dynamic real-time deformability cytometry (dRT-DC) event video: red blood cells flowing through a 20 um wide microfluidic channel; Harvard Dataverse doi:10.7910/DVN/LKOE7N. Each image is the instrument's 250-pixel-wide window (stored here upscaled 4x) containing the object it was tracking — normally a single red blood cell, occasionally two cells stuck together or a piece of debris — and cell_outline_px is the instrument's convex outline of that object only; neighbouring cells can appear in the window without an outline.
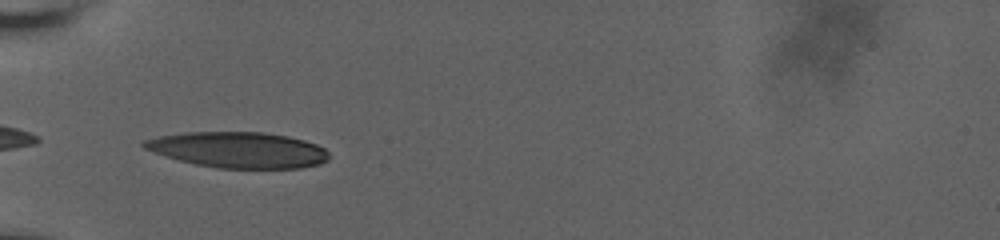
{"species": "human", "species_latin": "Homo sapiens", "temperature_condition": "room temperature", "stored_images_in_passage": 29, "camera_frame_rate_fps": 3000, "um_per_image_px": 0.085, "donor": {"sex": "male"}, "frame": {"image": 1, "passage_image": 1, "time_ms": 0.0, "image_size_px": [1000, 240], "cell_outline_px": [[332, 156], [328, 160], [320, 164], [300, 168], [220, 168], [196, 164], [180, 160], [144, 148], [140, 144], [144, 140], [156, 136], [184, 132], [264, 132], [288, 136], [304, 140], [316, 144], [324, 148]], "centroid_in_image_um": [20.3, 12.73], "position_along_channel_um": 64.7, "area_um2": 38.61}}
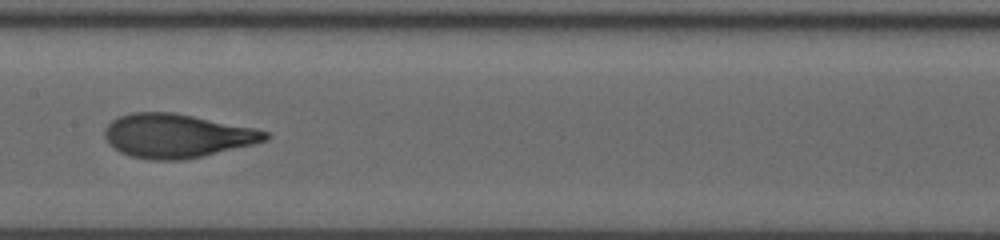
{"frame": {"image": 2, "passage_image": 10, "time_ms": 3.667, "image_size_px": [1000, 240], "cell_outline_px": [[272, 136], [268, 140], [252, 144], [184, 160], [152, 160], [132, 156], [120, 152], [108, 144], [104, 136], [104, 128], [112, 120], [120, 116], [132, 112], [172, 112], [256, 128], [268, 132]], "centroid_in_image_um": [15.02, 11.54], "position_along_channel_um": 192.4, "area_um2": 40.92}}
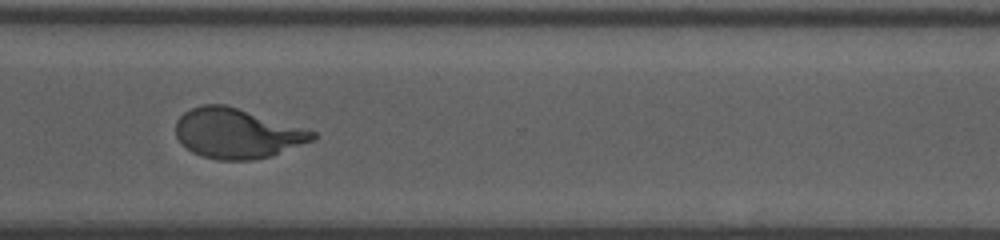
{"frame": {"image": 3, "passage_image": 21, "time_ms": 8.0, "image_size_px": [1000, 240], "cell_outline_px": [[316, 136], [312, 140], [272, 156], [252, 160], [216, 160], [200, 156], [192, 152], [176, 136], [176, 120], [184, 112], [200, 104], [224, 104], [316, 132]], "centroid_in_image_um": [20.1, 11.35], "position_along_channel_um": 350.5, "area_um2": 39.36}, "authors_computed_cell_mechanics": {"area_um2": 39.9976, "velocity_mm_per_s": 3.666, "shape_relaxation_time_tau1_ms": 4.508, "shape_relaxation_time_tau2_ms": 0.9709, "deformation_change_tau1": 0.2408, "deformation_change_tau2": 0.0766}}